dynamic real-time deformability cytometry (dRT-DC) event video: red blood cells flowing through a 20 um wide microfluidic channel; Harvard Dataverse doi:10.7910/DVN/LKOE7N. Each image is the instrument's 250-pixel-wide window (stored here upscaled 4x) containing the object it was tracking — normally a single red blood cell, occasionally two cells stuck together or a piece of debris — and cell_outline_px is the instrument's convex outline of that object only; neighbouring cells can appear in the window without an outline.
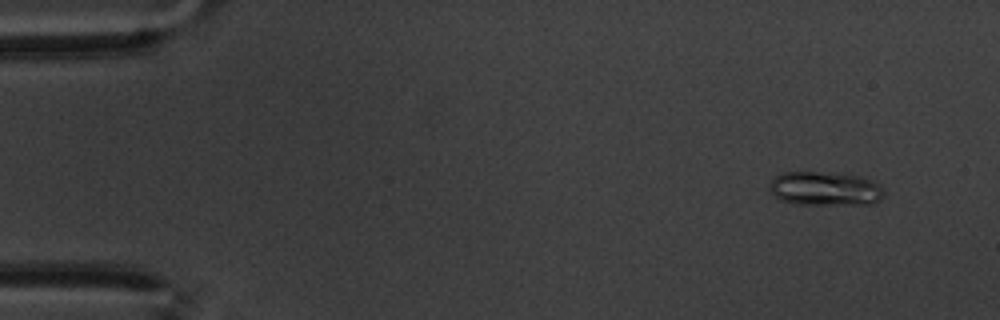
{"species": "common noctule bat (a hibernating species)", "species_latin": "Nyctalus noctula", "temperature_condition": "warm", "stored_images_in_passage": 59, "camera_frame_rate_fps": 3000, "um_per_image_px": 0.085, "animal": {"sex": "male", "body_mass_g": 20.1, "forearm_length_mm": 53.5}, "frame": {"image": 1, "passage_image": 5, "time_ms": 1.333, "image_size_px": [1000, 320], "cell_outline_px": [[884, 196], [880, 200], [872, 204], [796, 204], [780, 200], [768, 188], [772, 180], [776, 176], [784, 172], [848, 172], [864, 176], [880, 184], [884, 192]], "centroid_in_image_um": [70.2, 16.01], "position_along_channel_um": 14.8, "area_um2": 23.18}}
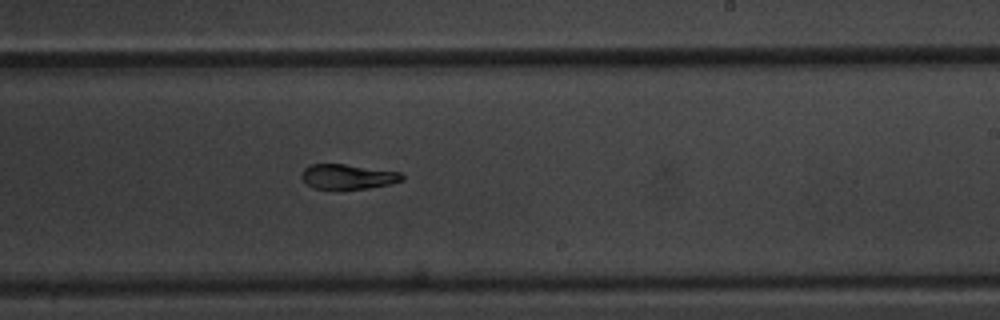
{"frame": {"image": 2, "passage_image": 36, "time_ms": 11.667, "image_size_px": [1000, 320], "cell_outline_px": [[404, 180], [392, 184], [368, 188], [312, 188], [300, 176], [300, 172], [308, 164], [344, 164], [400, 172], [404, 176]], "centroid_in_image_um": [29.56, 15.0], "position_along_channel_um": 259.4, "area_um2": 14.51}}
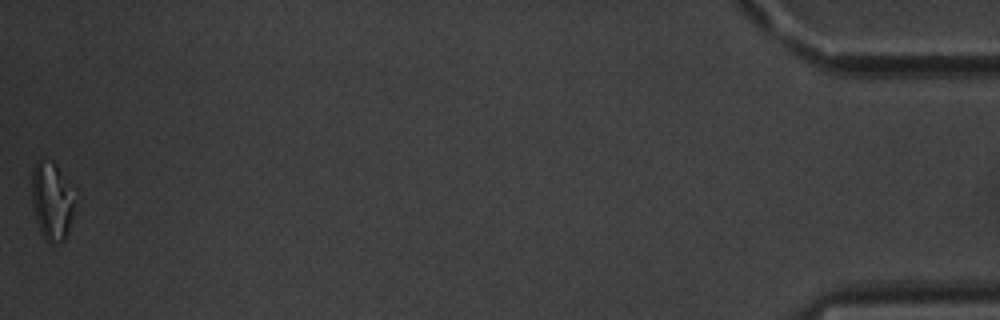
{"frame": {"image": 3, "passage_image": 59, "time_ms": 19.333, "image_size_px": [1000, 320], "cell_outline_px": [[76, 188], [72, 216], [64, 240], [52, 244], [48, 244], [40, 232], [36, 220], [32, 204], [32, 168], [36, 160], [52, 160]], "centroid_in_image_um": [4.42, 17.04], "position_along_channel_um": 430.8, "area_um2": 20.06}, "authors_computed_cell_mechanics": {"area_um2": 16.5308, "velocity_mm_per_s": 3.4483, "shape_relaxation_time_tau1_ms": 6.6131, "shape_relaxation_time_tau2_ms": 2.0955, "deformation_change_tau1": 0.2018, "deformation_change_tau2": 0.0848}}